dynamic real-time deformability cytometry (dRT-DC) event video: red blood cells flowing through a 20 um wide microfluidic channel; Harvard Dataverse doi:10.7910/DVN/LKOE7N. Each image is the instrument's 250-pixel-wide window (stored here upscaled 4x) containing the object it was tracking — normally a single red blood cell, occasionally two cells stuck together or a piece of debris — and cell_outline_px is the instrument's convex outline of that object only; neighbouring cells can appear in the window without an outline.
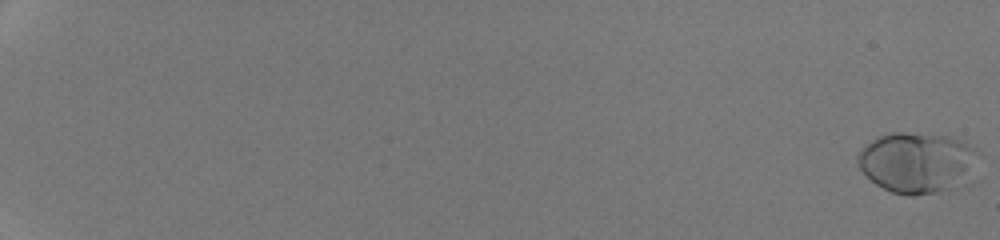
{"species": "human", "species_latin": "Homo sapiens", "temperature_condition": "room temperature", "stored_images_in_passage": 18, "camera_frame_rate_fps": 3000, "um_per_image_px": 0.085, "donor": {"sex": "male"}, "frame": {"image": 1, "passage_image": 1, "time_ms": 0.0, "image_size_px": [1000, 240], "cell_outline_px": [[980, 152], [948, 188], [932, 192], [912, 196], [908, 196], [892, 192], [876, 184], [856, 164], [856, 156], [872, 140], [888, 132], [904, 132], [956, 136], [976, 148]], "centroid_in_image_um": [77.81, 13.74], "position_along_channel_um": 7.2, "area_um2": 40.98}}